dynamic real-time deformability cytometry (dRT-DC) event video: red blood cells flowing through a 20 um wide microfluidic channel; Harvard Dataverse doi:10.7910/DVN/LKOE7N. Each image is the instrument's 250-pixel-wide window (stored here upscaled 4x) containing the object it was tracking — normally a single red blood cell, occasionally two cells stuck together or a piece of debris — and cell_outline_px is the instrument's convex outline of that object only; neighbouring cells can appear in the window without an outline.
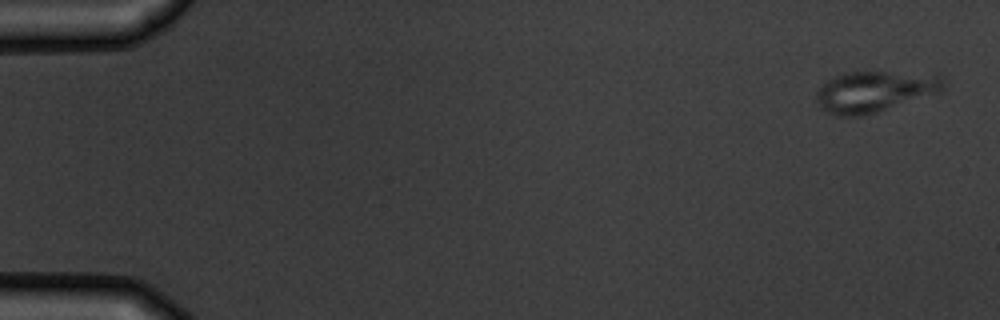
{"species": "common noctule bat (a hibernating species)", "species_latin": "Nyctalus noctula", "temperature_condition": "warm", "stored_images_in_passage": 5, "camera_frame_rate_fps": 3000, "um_per_image_px": 0.085, "animal": {"sex": "male", "body_mass_g": 19.5, "forearm_length_mm": 54.6}, "frame": {"image": 1, "passage_image": 1, "time_ms": 0.0, "image_size_px": [1000, 320], "cell_outline_px": [[944, 88], [940, 92], [876, 112], [860, 116], [836, 116], [824, 112], [820, 108], [816, 100], [816, 88], [824, 80], [832, 76], [844, 72], [884, 72], [940, 76], [944, 80]], "centroid_in_image_um": [74.21, 7.79], "position_along_channel_um": 10.8, "area_um2": 30.35}}